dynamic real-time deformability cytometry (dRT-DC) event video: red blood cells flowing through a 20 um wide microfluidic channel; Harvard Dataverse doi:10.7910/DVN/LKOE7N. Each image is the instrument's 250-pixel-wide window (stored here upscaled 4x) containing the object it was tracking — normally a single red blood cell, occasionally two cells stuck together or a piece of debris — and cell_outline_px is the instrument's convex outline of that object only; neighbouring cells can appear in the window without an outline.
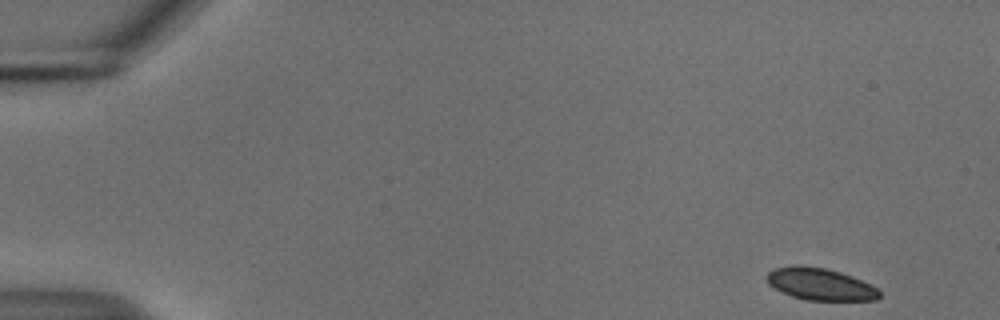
{"species": "common noctule bat (a hibernating species)", "species_latin": "Nyctalus noctula", "temperature_condition": "cold", "stored_images_in_passage": 52, "camera_frame_rate_fps": 3000, "um_per_image_px": 0.085, "animal": {"sex": "male", "body_mass_g": 18.8}, "frame": {"image": 1, "passage_image": 1, "time_ms": 0.0, "image_size_px": [1000, 320], "cell_outline_px": [[880, 296], [876, 300], [808, 300], [792, 296], [768, 284], [764, 276], [772, 268], [792, 264], [800, 264], [824, 268], [840, 272], [852, 276], [876, 288], [880, 292]], "centroid_in_image_um": [69.65, 24.13], "position_along_channel_um": 15.3, "area_um2": 21.04}}
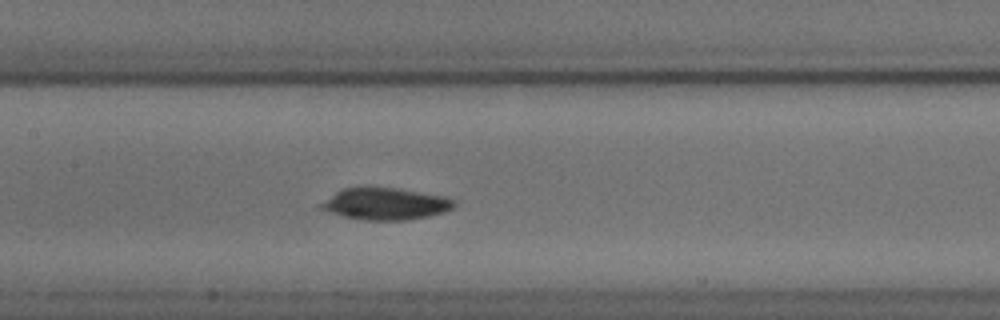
{"frame": {"image": 2, "passage_image": 24, "time_ms": 7.667, "image_size_px": [1000, 320], "cell_outline_px": [[456, 204], [452, 208], [444, 212], [428, 216], [404, 220], [364, 220], [344, 216], [328, 212], [320, 208], [320, 204], [336, 192], [344, 188], [364, 184], [372, 184], [444, 196], [456, 200]], "centroid_in_image_um": [32.74, 17.28], "position_along_channel_um": 174.7, "area_um2": 25.2}}
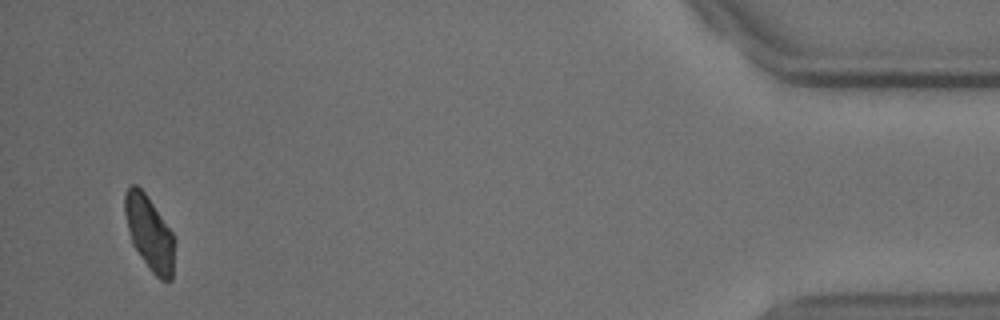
{"frame": {"image": 3, "passage_image": 50, "time_ms": 16.333, "image_size_px": [1000, 320], "cell_outline_px": [[176, 240], [172, 280], [160, 280], [148, 268], [132, 244], [124, 212], [124, 196], [128, 188], [132, 184], [136, 184], [144, 192], [172, 232]], "centroid_in_image_um": [12.72, 19.85], "position_along_channel_um": 422.5, "area_um2": 21.5}, "authors_computed_cell_mechanics": {"area_um2": 23.0911, "velocity_mm_per_s": 3.6865, "shape_relaxation_time_tau1_ms": 3.9508, "shape_relaxation_time_tau2_ms": null, "deformation_change_tau1": 0.1367, "deformation_change_tau2": null}}